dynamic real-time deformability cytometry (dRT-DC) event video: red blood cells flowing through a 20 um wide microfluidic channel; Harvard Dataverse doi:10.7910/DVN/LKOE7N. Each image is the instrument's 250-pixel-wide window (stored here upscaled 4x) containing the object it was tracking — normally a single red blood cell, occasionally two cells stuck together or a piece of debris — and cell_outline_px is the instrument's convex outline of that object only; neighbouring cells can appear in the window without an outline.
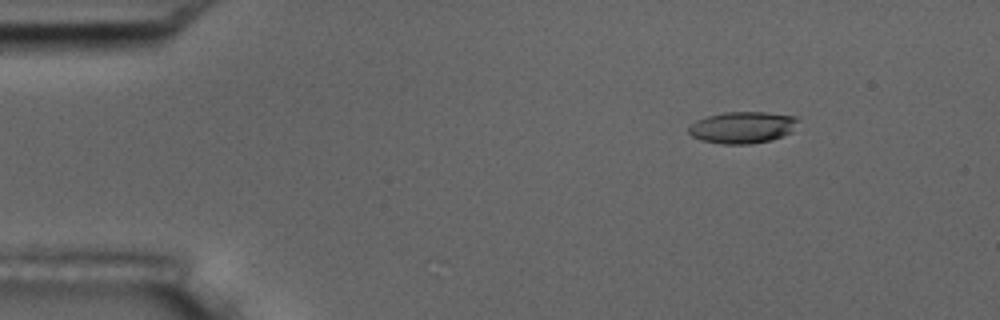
{"species": "common noctule bat (a hibernating species)", "species_latin": "Nyctalus noctula", "temperature_condition": "room temperature", "stored_images_in_passage": 6, "camera_frame_rate_fps": 3000, "um_per_image_px": 0.085, "animal": {"sex": "male", "body_mass_g": 17.5, "forearm_length_mm": 52.3}, "frame": {"image": 1, "passage_image": 2, "time_ms": 1.0, "image_size_px": [1000, 320], "cell_outline_px": [[800, 120], [792, 132], [784, 136], [772, 140], [752, 144], [720, 144], [700, 140], [692, 136], [688, 132], [688, 128], [696, 120], [708, 116], [724, 112], [764, 112], [796, 116]], "centroid_in_image_um": [63.14, 10.84], "position_along_channel_um": 21.9, "area_um2": 20.46}}